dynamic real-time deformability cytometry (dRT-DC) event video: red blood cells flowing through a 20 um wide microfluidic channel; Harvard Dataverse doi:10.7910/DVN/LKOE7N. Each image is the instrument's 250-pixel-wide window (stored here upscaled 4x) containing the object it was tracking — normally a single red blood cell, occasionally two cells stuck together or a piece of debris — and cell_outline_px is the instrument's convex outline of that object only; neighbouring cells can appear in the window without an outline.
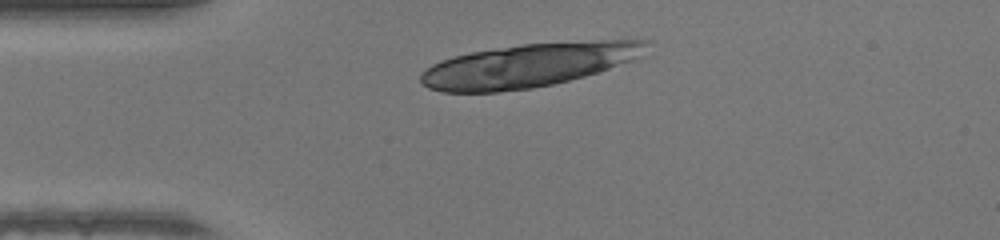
{"species": "human", "species_latin": "Homo sapiens", "temperature_condition": "warm", "stored_images_in_passage": 4, "camera_frame_rate_fps": 3000, "um_per_image_px": 0.085, "donor": {"sex": "female"}, "frame": {"image": 1, "passage_image": 1, "time_ms": 0.0, "image_size_px": [1000, 240], "cell_outline_px": [[652, 40], [640, 56], [632, 60], [584, 76], [552, 84], [532, 88], [496, 92], [440, 92], [428, 88], [420, 84], [420, 72], [432, 64], [440, 60], [472, 52], [520, 44], [604, 40]], "centroid_in_image_um": [44.86, 5.55], "position_along_channel_um": 40.1, "area_um2": 56.99}}